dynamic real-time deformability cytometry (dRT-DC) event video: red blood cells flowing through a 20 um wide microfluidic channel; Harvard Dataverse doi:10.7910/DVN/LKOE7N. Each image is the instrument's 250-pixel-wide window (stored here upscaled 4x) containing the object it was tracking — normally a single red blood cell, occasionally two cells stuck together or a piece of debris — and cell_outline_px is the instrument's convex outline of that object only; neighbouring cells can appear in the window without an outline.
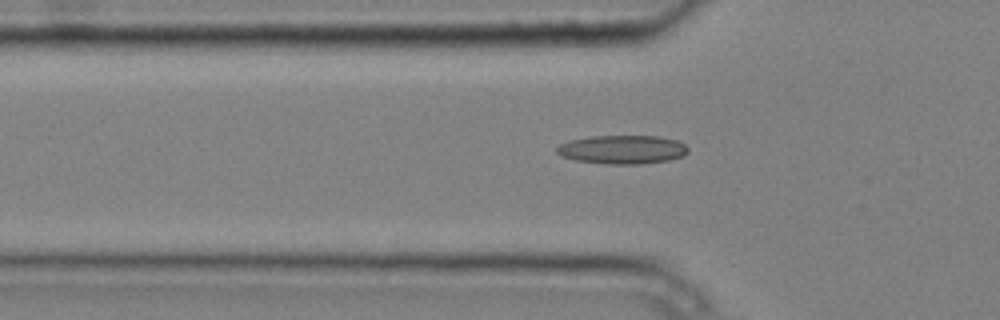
{"species": "common noctule bat (a hibernating species)", "species_latin": "Nyctalus noctula", "temperature_condition": "cold", "stored_images_in_passage": 5, "camera_frame_rate_fps": 3000, "um_per_image_px": 0.085, "animal": {"sex": "male", "body_mass_g": 20.4}, "frame": {"image": 1, "passage_image": 5, "time_ms": 1.333, "image_size_px": [1000, 320], "cell_outline_px": [[688, 152], [684, 156], [668, 160], [640, 164], [608, 164], [576, 160], [560, 156], [556, 152], [556, 148], [560, 144], [568, 140], [592, 136], [656, 136], [676, 140], [684, 144], [688, 148]], "centroid_in_image_um": [52.88, 12.71], "position_along_channel_um": 72.9, "area_um2": 21.96}}